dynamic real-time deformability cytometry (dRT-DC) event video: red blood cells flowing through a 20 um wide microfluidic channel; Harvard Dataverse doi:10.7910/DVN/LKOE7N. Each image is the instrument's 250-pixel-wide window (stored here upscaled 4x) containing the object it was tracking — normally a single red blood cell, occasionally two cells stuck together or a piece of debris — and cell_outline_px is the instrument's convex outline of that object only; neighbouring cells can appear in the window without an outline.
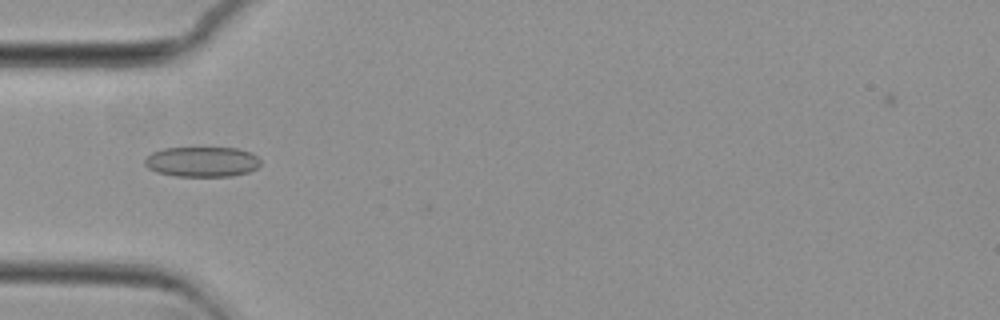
{"species": "common noctule bat (a hibernating species)", "species_latin": "Nyctalus noctula", "temperature_condition": "cold", "stored_images_in_passage": 54, "camera_frame_rate_fps": 3000, "um_per_image_px": 0.085, "animal": {"sex": "female", "body_mass_g": 29.2, "forearm_length_mm": 56.3}, "frame": {"image": 1, "passage_image": 17, "time_ms": 5.333, "image_size_px": [1000, 320], "cell_outline_px": [[260, 164], [256, 168], [248, 172], [232, 176], [176, 176], [156, 172], [148, 168], [144, 164], [144, 160], [152, 152], [164, 148], [236, 148], [252, 152], [260, 160]], "centroid_in_image_um": [17.17, 13.75], "position_along_channel_um": 67.8, "area_um2": 20.35}}
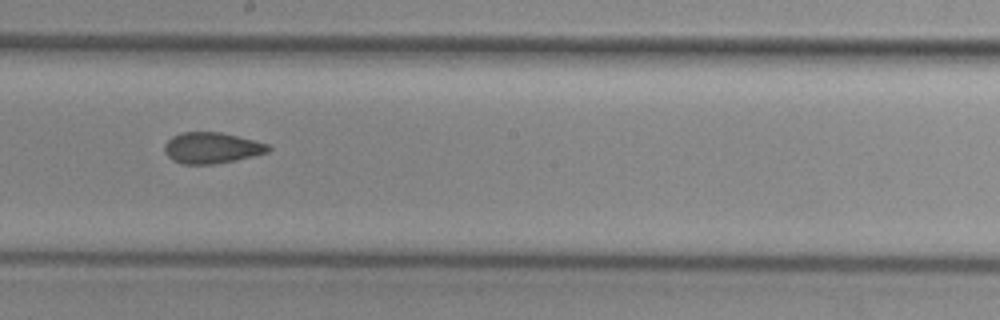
{"frame": {"image": 2, "passage_image": 30, "time_ms": 9.667, "image_size_px": [1000, 320], "cell_outline_px": [[272, 148], [268, 152], [236, 160], [216, 164], [184, 164], [172, 160], [164, 152], [164, 144], [172, 136], [180, 132], [220, 132], [268, 144]], "centroid_in_image_um": [17.96, 12.57], "position_along_channel_um": 230.2, "area_um2": 18.73}}
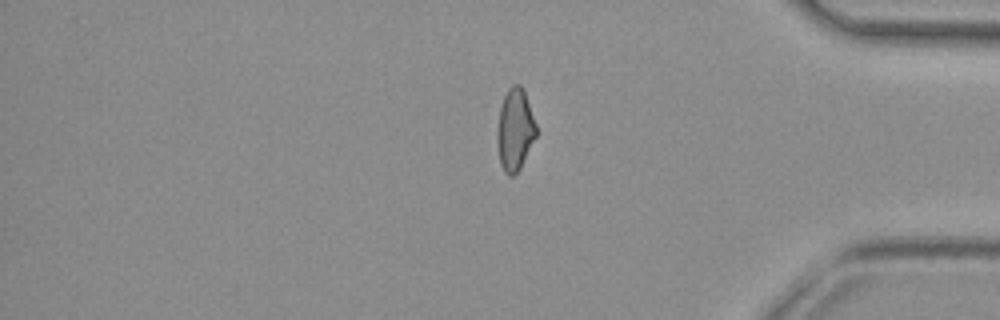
{"frame": {"image": 3, "passage_image": 45, "time_ms": 14.667, "image_size_px": [1000, 320], "cell_outline_px": [[536, 136], [520, 168], [512, 176], [508, 176], [504, 172], [500, 164], [496, 140], [496, 132], [500, 108], [504, 96], [508, 88], [512, 84], [520, 84], [524, 92], [536, 124]], "centroid_in_image_um": [43.74, 11.04], "position_along_channel_um": 391.5, "area_um2": 18.55}, "authors_computed_cell_mechanics": {"area_um2": 19.4786, "velocity_mm_per_s": 3.7359, "shape_relaxation_time_tau1_ms": null, "shape_relaxation_time_tau2_ms": 2.6253, "deformation_change_tau1": null, "deformation_change_tau2": 0.0807}}